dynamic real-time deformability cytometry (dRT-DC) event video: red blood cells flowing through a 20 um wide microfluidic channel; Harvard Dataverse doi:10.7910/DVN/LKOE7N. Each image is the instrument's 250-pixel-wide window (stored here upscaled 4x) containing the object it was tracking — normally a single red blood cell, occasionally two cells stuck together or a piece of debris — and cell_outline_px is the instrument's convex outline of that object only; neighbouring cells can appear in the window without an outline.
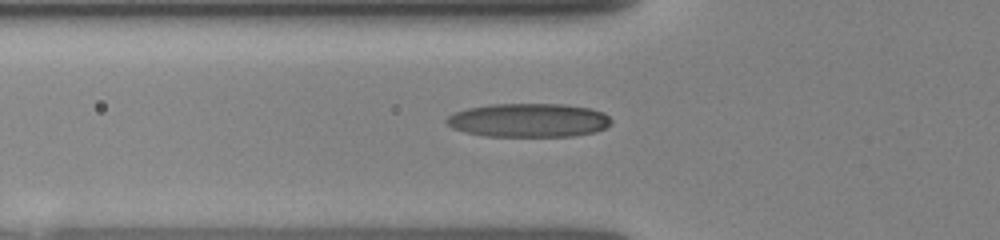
{"species": "human", "species_latin": "Homo sapiens", "temperature_condition": "room temperature", "stored_images_in_passage": 5, "camera_frame_rate_fps": 3000, "um_per_image_px": 0.085, "donor": {"sex": "female"}, "frame": {"image": 1, "passage_image": 2, "time_ms": 0.667, "image_size_px": [1000, 240], "cell_outline_px": [[612, 124], [596, 132], [572, 136], [484, 136], [464, 132], [452, 128], [444, 120], [448, 116], [456, 112], [468, 108], [488, 104], [564, 104], [588, 108], [604, 112], [612, 120]], "centroid_in_image_um": [44.94, 10.22], "position_along_channel_um": 80.9, "area_um2": 32.54}}
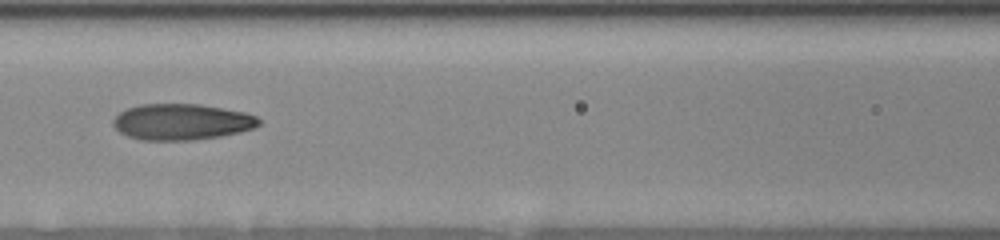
{"frame": {"image": 2, "passage_image": 4, "time_ms": 2.333, "image_size_px": [1000, 240], "cell_outline_px": [[260, 124], [252, 128], [240, 132], [220, 136], [192, 140], [140, 140], [128, 136], [120, 132], [112, 124], [112, 120], [120, 112], [128, 108], [140, 104], [200, 104], [244, 112], [256, 116], [260, 120]], "centroid_in_image_um": [15.42, 10.36], "position_along_channel_um": 151.2, "area_um2": 30.58}}